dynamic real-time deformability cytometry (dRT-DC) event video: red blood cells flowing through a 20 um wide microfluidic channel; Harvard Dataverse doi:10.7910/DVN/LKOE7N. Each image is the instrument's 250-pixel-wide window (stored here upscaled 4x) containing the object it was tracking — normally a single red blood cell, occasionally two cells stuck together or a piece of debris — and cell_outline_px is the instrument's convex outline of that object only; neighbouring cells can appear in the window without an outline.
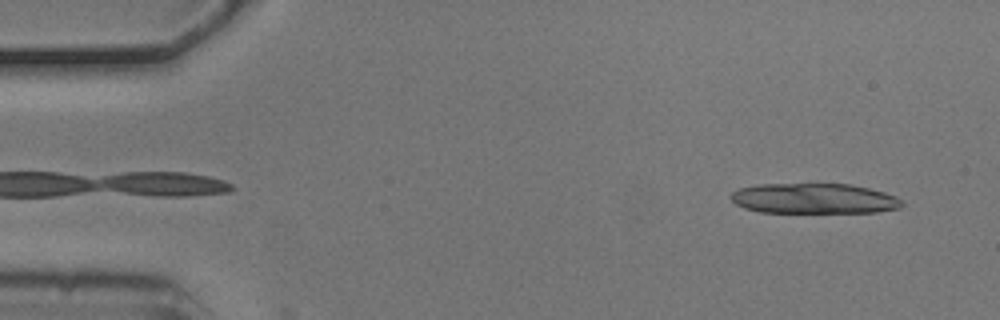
{"species": "common noctule bat (a hibernating species)", "species_latin": "Nyctalus noctula", "temperature_condition": "cold", "stored_images_in_passage": 4, "segment_of_instrument_passage": [2, 2], "camera_frame_rate_fps": 3000, "um_per_image_px": 0.085, "animal": {"sex": "male", "body_mass_g": 20.5, "forearm_length_mm": 52.5}, "frame": {"image": 1, "passage_image": 4, "time_ms": 1.0, "image_size_px": [1000, 320], "cell_outline_px": [[904, 204], [900, 208], [876, 212], [760, 212], [744, 208], [736, 204], [732, 200], [732, 192], [740, 188], [756, 184], [852, 184], [884, 192], [896, 196], [904, 200]], "centroid_in_image_um": [69.23, 16.87], "position_along_channel_um": 15.8, "area_um2": 30.23}}